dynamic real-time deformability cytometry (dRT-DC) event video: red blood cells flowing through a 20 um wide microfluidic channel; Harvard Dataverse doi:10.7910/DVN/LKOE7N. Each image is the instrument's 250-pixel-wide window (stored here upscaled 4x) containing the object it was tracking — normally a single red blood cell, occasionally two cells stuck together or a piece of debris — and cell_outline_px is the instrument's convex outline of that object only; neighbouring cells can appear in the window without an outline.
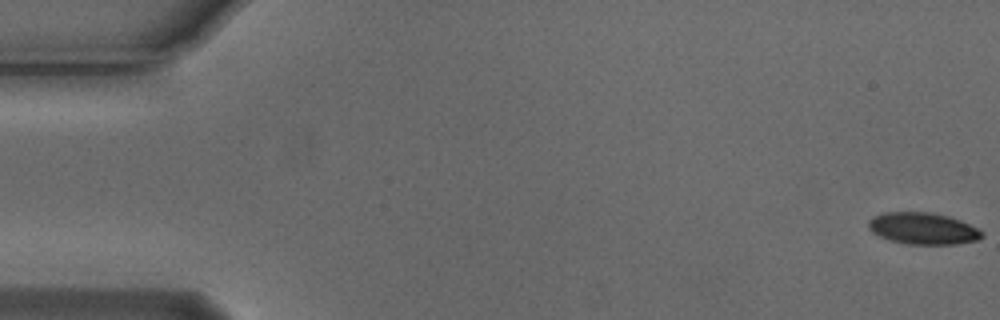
{"species": "Egyptian fruit bat (a non-hibernating species)", "species_latin": "Rousettus aegyptiacus", "temperature_condition": "cold", "stored_images_in_passage": 10, "camera_frame_rate_fps": 3000, "um_per_image_px": 0.085, "animal": {"sex": "male"}, "frame": {"image": 1, "passage_image": 1, "time_ms": 0.0, "image_size_px": [1000, 320], "cell_outline_px": [[984, 236], [976, 240], [956, 244], [908, 244], [892, 240], [880, 236], [872, 232], [868, 228], [868, 220], [872, 216], [884, 212], [932, 212], [948, 216], [960, 220], [984, 232]], "centroid_in_image_um": [78.43, 19.41], "position_along_channel_um": 6.6, "area_um2": 20.92}}
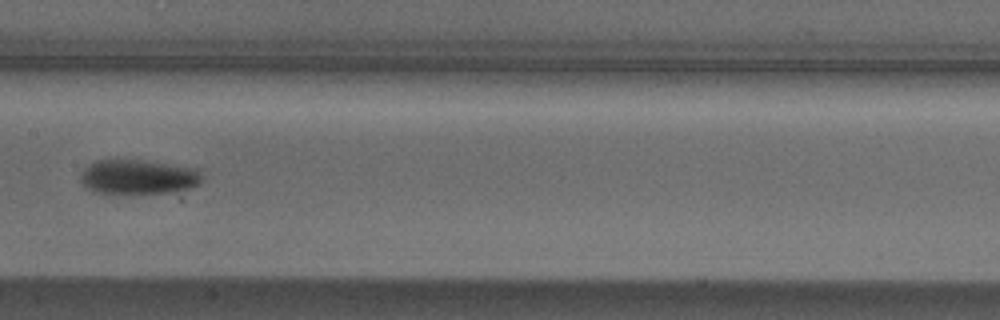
{"frame": {"image": 2, "passage_image": 8, "time_ms": 2.333, "image_size_px": [1000, 320], "cell_outline_px": [[204, 180], [200, 184], [188, 188], [172, 192], [96, 192], [88, 188], [80, 180], [80, 176], [84, 168], [100, 160], [136, 160], [200, 168]], "centroid_in_image_um": [11.83, 15.02], "position_along_channel_um": 195.6, "area_um2": 23.99}}
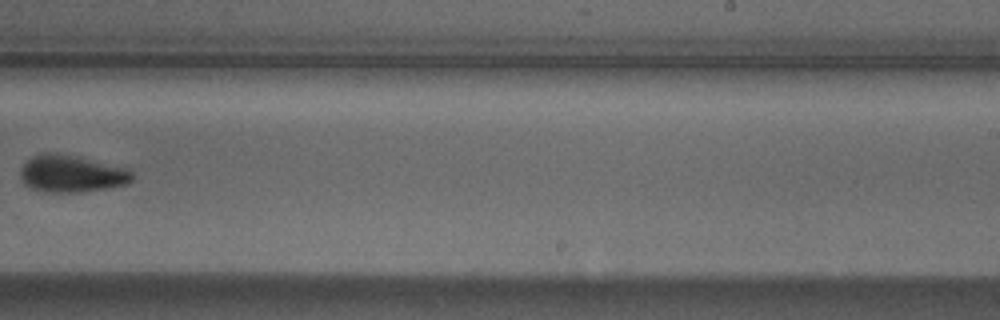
{"frame": {"image": 3, "passage_image": 10, "time_ms": 3.0, "image_size_px": [1000, 320], "cell_outline_px": [[132, 180], [128, 184], [108, 188], [80, 192], [48, 192], [32, 188], [24, 184], [20, 176], [20, 168], [32, 156], [44, 152], [56, 152], [76, 156], [128, 168], [132, 172]], "centroid_in_image_um": [6.08, 14.76], "position_along_channel_um": 282.9, "area_um2": 24.28}}